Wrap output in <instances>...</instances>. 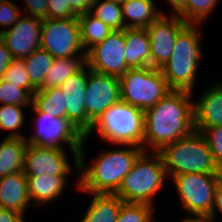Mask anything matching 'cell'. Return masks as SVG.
<instances>
[{
  "label": "cell",
  "mask_w": 222,
  "mask_h": 222,
  "mask_svg": "<svg viewBox=\"0 0 222 222\" xmlns=\"http://www.w3.org/2000/svg\"><path fill=\"white\" fill-rule=\"evenodd\" d=\"M196 92L171 90L144 111L143 150L159 152L167 144L189 135L194 128Z\"/></svg>",
  "instance_id": "6da1fadb"
},
{
  "label": "cell",
  "mask_w": 222,
  "mask_h": 222,
  "mask_svg": "<svg viewBox=\"0 0 222 222\" xmlns=\"http://www.w3.org/2000/svg\"><path fill=\"white\" fill-rule=\"evenodd\" d=\"M88 141L83 138L78 153V177L75 187L82 193L115 194L123 178L130 172L143 148L124 145L101 150L94 160L87 163L84 146Z\"/></svg>",
  "instance_id": "7a4b0ae2"
},
{
  "label": "cell",
  "mask_w": 222,
  "mask_h": 222,
  "mask_svg": "<svg viewBox=\"0 0 222 222\" xmlns=\"http://www.w3.org/2000/svg\"><path fill=\"white\" fill-rule=\"evenodd\" d=\"M202 24H187L177 35L173 53L161 72L171 90L194 92L203 59Z\"/></svg>",
  "instance_id": "3957f363"
},
{
  "label": "cell",
  "mask_w": 222,
  "mask_h": 222,
  "mask_svg": "<svg viewBox=\"0 0 222 222\" xmlns=\"http://www.w3.org/2000/svg\"><path fill=\"white\" fill-rule=\"evenodd\" d=\"M144 125V111L120 101L106 109L83 138L90 139L96 132L102 141L112 145L143 148Z\"/></svg>",
  "instance_id": "277c9868"
},
{
  "label": "cell",
  "mask_w": 222,
  "mask_h": 222,
  "mask_svg": "<svg viewBox=\"0 0 222 222\" xmlns=\"http://www.w3.org/2000/svg\"><path fill=\"white\" fill-rule=\"evenodd\" d=\"M167 179L169 180L160 153L143 151L115 194L124 202L155 207V198L165 187Z\"/></svg>",
  "instance_id": "5b68a950"
},
{
  "label": "cell",
  "mask_w": 222,
  "mask_h": 222,
  "mask_svg": "<svg viewBox=\"0 0 222 222\" xmlns=\"http://www.w3.org/2000/svg\"><path fill=\"white\" fill-rule=\"evenodd\" d=\"M159 153L168 178L185 173L222 174L199 131L193 130L189 135L167 144Z\"/></svg>",
  "instance_id": "8992f818"
},
{
  "label": "cell",
  "mask_w": 222,
  "mask_h": 222,
  "mask_svg": "<svg viewBox=\"0 0 222 222\" xmlns=\"http://www.w3.org/2000/svg\"><path fill=\"white\" fill-rule=\"evenodd\" d=\"M119 80L121 101L143 111L171 91L161 69L153 67L129 68Z\"/></svg>",
  "instance_id": "52a82bcc"
},
{
  "label": "cell",
  "mask_w": 222,
  "mask_h": 222,
  "mask_svg": "<svg viewBox=\"0 0 222 222\" xmlns=\"http://www.w3.org/2000/svg\"><path fill=\"white\" fill-rule=\"evenodd\" d=\"M187 217L210 218L222 174L185 173L170 177Z\"/></svg>",
  "instance_id": "ba28073f"
},
{
  "label": "cell",
  "mask_w": 222,
  "mask_h": 222,
  "mask_svg": "<svg viewBox=\"0 0 222 222\" xmlns=\"http://www.w3.org/2000/svg\"><path fill=\"white\" fill-rule=\"evenodd\" d=\"M30 109L35 113V117L32 118L35 128L31 136H26L27 143L64 149L69 146L73 164H78V153L84 136L67 119L36 111L32 106Z\"/></svg>",
  "instance_id": "9c48e42d"
},
{
  "label": "cell",
  "mask_w": 222,
  "mask_h": 222,
  "mask_svg": "<svg viewBox=\"0 0 222 222\" xmlns=\"http://www.w3.org/2000/svg\"><path fill=\"white\" fill-rule=\"evenodd\" d=\"M40 47L54 58L86 57L78 19L43 20Z\"/></svg>",
  "instance_id": "30bf717a"
},
{
  "label": "cell",
  "mask_w": 222,
  "mask_h": 222,
  "mask_svg": "<svg viewBox=\"0 0 222 222\" xmlns=\"http://www.w3.org/2000/svg\"><path fill=\"white\" fill-rule=\"evenodd\" d=\"M61 147H46L28 144L23 164L26 176H78V164L71 167V157ZM70 174V175H69Z\"/></svg>",
  "instance_id": "8fae6325"
},
{
  "label": "cell",
  "mask_w": 222,
  "mask_h": 222,
  "mask_svg": "<svg viewBox=\"0 0 222 222\" xmlns=\"http://www.w3.org/2000/svg\"><path fill=\"white\" fill-rule=\"evenodd\" d=\"M124 30H113L86 52V66L95 72L121 77L129 67L125 61Z\"/></svg>",
  "instance_id": "7c38bea8"
},
{
  "label": "cell",
  "mask_w": 222,
  "mask_h": 222,
  "mask_svg": "<svg viewBox=\"0 0 222 222\" xmlns=\"http://www.w3.org/2000/svg\"><path fill=\"white\" fill-rule=\"evenodd\" d=\"M187 24L178 14H161L146 28L150 41L151 67L160 69L167 63L178 33Z\"/></svg>",
  "instance_id": "4fadbf2b"
},
{
  "label": "cell",
  "mask_w": 222,
  "mask_h": 222,
  "mask_svg": "<svg viewBox=\"0 0 222 222\" xmlns=\"http://www.w3.org/2000/svg\"><path fill=\"white\" fill-rule=\"evenodd\" d=\"M85 93V111L94 122L111 105L121 101L119 77L88 68Z\"/></svg>",
  "instance_id": "5bb4252c"
},
{
  "label": "cell",
  "mask_w": 222,
  "mask_h": 222,
  "mask_svg": "<svg viewBox=\"0 0 222 222\" xmlns=\"http://www.w3.org/2000/svg\"><path fill=\"white\" fill-rule=\"evenodd\" d=\"M88 79V67L85 65L75 75L69 77L61 86L66 106V119L85 136L93 121L85 111V89Z\"/></svg>",
  "instance_id": "9a60e30c"
},
{
  "label": "cell",
  "mask_w": 222,
  "mask_h": 222,
  "mask_svg": "<svg viewBox=\"0 0 222 222\" xmlns=\"http://www.w3.org/2000/svg\"><path fill=\"white\" fill-rule=\"evenodd\" d=\"M42 22L41 19L22 14L14 26L0 33V39L13 58L25 59L40 48Z\"/></svg>",
  "instance_id": "2e32d148"
},
{
  "label": "cell",
  "mask_w": 222,
  "mask_h": 222,
  "mask_svg": "<svg viewBox=\"0 0 222 222\" xmlns=\"http://www.w3.org/2000/svg\"><path fill=\"white\" fill-rule=\"evenodd\" d=\"M214 83L193 100L194 128L202 132L205 128L222 126V81Z\"/></svg>",
  "instance_id": "e0dca14e"
},
{
  "label": "cell",
  "mask_w": 222,
  "mask_h": 222,
  "mask_svg": "<svg viewBox=\"0 0 222 222\" xmlns=\"http://www.w3.org/2000/svg\"><path fill=\"white\" fill-rule=\"evenodd\" d=\"M31 204L28 193V180L23 171L0 178L1 208L14 210L26 216L25 214Z\"/></svg>",
  "instance_id": "ac0fdd59"
},
{
  "label": "cell",
  "mask_w": 222,
  "mask_h": 222,
  "mask_svg": "<svg viewBox=\"0 0 222 222\" xmlns=\"http://www.w3.org/2000/svg\"><path fill=\"white\" fill-rule=\"evenodd\" d=\"M69 176H27L28 193L32 205L41 207L53 204L56 199L62 197L69 185Z\"/></svg>",
  "instance_id": "d6986e66"
},
{
  "label": "cell",
  "mask_w": 222,
  "mask_h": 222,
  "mask_svg": "<svg viewBox=\"0 0 222 222\" xmlns=\"http://www.w3.org/2000/svg\"><path fill=\"white\" fill-rule=\"evenodd\" d=\"M125 61L129 68L151 67L150 41L146 28H125Z\"/></svg>",
  "instance_id": "ffe728a7"
},
{
  "label": "cell",
  "mask_w": 222,
  "mask_h": 222,
  "mask_svg": "<svg viewBox=\"0 0 222 222\" xmlns=\"http://www.w3.org/2000/svg\"><path fill=\"white\" fill-rule=\"evenodd\" d=\"M155 2L156 0H125L121 4L125 27L147 28L161 14H166L156 7Z\"/></svg>",
  "instance_id": "44dd1931"
},
{
  "label": "cell",
  "mask_w": 222,
  "mask_h": 222,
  "mask_svg": "<svg viewBox=\"0 0 222 222\" xmlns=\"http://www.w3.org/2000/svg\"><path fill=\"white\" fill-rule=\"evenodd\" d=\"M89 194L92 196L90 205L79 222H116L124 201L116 194Z\"/></svg>",
  "instance_id": "7402d4cb"
},
{
  "label": "cell",
  "mask_w": 222,
  "mask_h": 222,
  "mask_svg": "<svg viewBox=\"0 0 222 222\" xmlns=\"http://www.w3.org/2000/svg\"><path fill=\"white\" fill-rule=\"evenodd\" d=\"M26 139L6 138L0 142V178L23 171Z\"/></svg>",
  "instance_id": "603a6c76"
},
{
  "label": "cell",
  "mask_w": 222,
  "mask_h": 222,
  "mask_svg": "<svg viewBox=\"0 0 222 222\" xmlns=\"http://www.w3.org/2000/svg\"><path fill=\"white\" fill-rule=\"evenodd\" d=\"M86 65L85 57L55 58L40 89L60 87Z\"/></svg>",
  "instance_id": "cb8c5ba5"
},
{
  "label": "cell",
  "mask_w": 222,
  "mask_h": 222,
  "mask_svg": "<svg viewBox=\"0 0 222 222\" xmlns=\"http://www.w3.org/2000/svg\"><path fill=\"white\" fill-rule=\"evenodd\" d=\"M36 111L47 113L53 117L66 119L64 95L60 87L38 89L32 95V105Z\"/></svg>",
  "instance_id": "d4e9b609"
},
{
  "label": "cell",
  "mask_w": 222,
  "mask_h": 222,
  "mask_svg": "<svg viewBox=\"0 0 222 222\" xmlns=\"http://www.w3.org/2000/svg\"><path fill=\"white\" fill-rule=\"evenodd\" d=\"M80 26L81 42L85 52L103 41L113 30L90 12L77 17Z\"/></svg>",
  "instance_id": "484cf974"
},
{
  "label": "cell",
  "mask_w": 222,
  "mask_h": 222,
  "mask_svg": "<svg viewBox=\"0 0 222 222\" xmlns=\"http://www.w3.org/2000/svg\"><path fill=\"white\" fill-rule=\"evenodd\" d=\"M23 108H31L22 105H0V133L10 131L6 138L26 139L27 134L22 132L25 125ZM20 130V131H19Z\"/></svg>",
  "instance_id": "4316f807"
},
{
  "label": "cell",
  "mask_w": 222,
  "mask_h": 222,
  "mask_svg": "<svg viewBox=\"0 0 222 222\" xmlns=\"http://www.w3.org/2000/svg\"><path fill=\"white\" fill-rule=\"evenodd\" d=\"M54 59L41 47L24 59L31 84L36 90L42 87L45 76L49 72Z\"/></svg>",
  "instance_id": "83f0119b"
},
{
  "label": "cell",
  "mask_w": 222,
  "mask_h": 222,
  "mask_svg": "<svg viewBox=\"0 0 222 222\" xmlns=\"http://www.w3.org/2000/svg\"><path fill=\"white\" fill-rule=\"evenodd\" d=\"M220 0H186L177 13L188 24H203L212 15Z\"/></svg>",
  "instance_id": "f1b7e54d"
},
{
  "label": "cell",
  "mask_w": 222,
  "mask_h": 222,
  "mask_svg": "<svg viewBox=\"0 0 222 222\" xmlns=\"http://www.w3.org/2000/svg\"><path fill=\"white\" fill-rule=\"evenodd\" d=\"M90 13L108 25L111 30H124L126 28L121 4L109 0H96Z\"/></svg>",
  "instance_id": "f546056e"
},
{
  "label": "cell",
  "mask_w": 222,
  "mask_h": 222,
  "mask_svg": "<svg viewBox=\"0 0 222 222\" xmlns=\"http://www.w3.org/2000/svg\"><path fill=\"white\" fill-rule=\"evenodd\" d=\"M152 205L123 202L116 222H153L156 214Z\"/></svg>",
  "instance_id": "4dcf8cb0"
},
{
  "label": "cell",
  "mask_w": 222,
  "mask_h": 222,
  "mask_svg": "<svg viewBox=\"0 0 222 222\" xmlns=\"http://www.w3.org/2000/svg\"><path fill=\"white\" fill-rule=\"evenodd\" d=\"M36 91V89L18 88L16 85L0 79V104L31 107L32 95Z\"/></svg>",
  "instance_id": "1f68e13d"
},
{
  "label": "cell",
  "mask_w": 222,
  "mask_h": 222,
  "mask_svg": "<svg viewBox=\"0 0 222 222\" xmlns=\"http://www.w3.org/2000/svg\"><path fill=\"white\" fill-rule=\"evenodd\" d=\"M2 80L16 85L22 89H35L27 73L24 59L13 58L3 74Z\"/></svg>",
  "instance_id": "d6a6232c"
},
{
  "label": "cell",
  "mask_w": 222,
  "mask_h": 222,
  "mask_svg": "<svg viewBox=\"0 0 222 222\" xmlns=\"http://www.w3.org/2000/svg\"><path fill=\"white\" fill-rule=\"evenodd\" d=\"M22 16V11L15 0L0 1V33L14 26ZM9 27V28H8Z\"/></svg>",
  "instance_id": "836d02e7"
},
{
  "label": "cell",
  "mask_w": 222,
  "mask_h": 222,
  "mask_svg": "<svg viewBox=\"0 0 222 222\" xmlns=\"http://www.w3.org/2000/svg\"><path fill=\"white\" fill-rule=\"evenodd\" d=\"M201 133L211 149L216 164L222 170V126L205 128Z\"/></svg>",
  "instance_id": "e575fe53"
},
{
  "label": "cell",
  "mask_w": 222,
  "mask_h": 222,
  "mask_svg": "<svg viewBox=\"0 0 222 222\" xmlns=\"http://www.w3.org/2000/svg\"><path fill=\"white\" fill-rule=\"evenodd\" d=\"M78 15L71 9L68 0H48V18L68 19Z\"/></svg>",
  "instance_id": "d590c367"
},
{
  "label": "cell",
  "mask_w": 222,
  "mask_h": 222,
  "mask_svg": "<svg viewBox=\"0 0 222 222\" xmlns=\"http://www.w3.org/2000/svg\"><path fill=\"white\" fill-rule=\"evenodd\" d=\"M24 11L36 19H48V0H23Z\"/></svg>",
  "instance_id": "8d00e7d4"
},
{
  "label": "cell",
  "mask_w": 222,
  "mask_h": 222,
  "mask_svg": "<svg viewBox=\"0 0 222 222\" xmlns=\"http://www.w3.org/2000/svg\"><path fill=\"white\" fill-rule=\"evenodd\" d=\"M218 215H220L222 218V179L216 187L214 205L209 220L211 222H216L218 220Z\"/></svg>",
  "instance_id": "74e56055"
},
{
  "label": "cell",
  "mask_w": 222,
  "mask_h": 222,
  "mask_svg": "<svg viewBox=\"0 0 222 222\" xmlns=\"http://www.w3.org/2000/svg\"><path fill=\"white\" fill-rule=\"evenodd\" d=\"M13 56L4 42L0 39V79L7 70L8 65L12 62Z\"/></svg>",
  "instance_id": "f35d334b"
},
{
  "label": "cell",
  "mask_w": 222,
  "mask_h": 222,
  "mask_svg": "<svg viewBox=\"0 0 222 222\" xmlns=\"http://www.w3.org/2000/svg\"><path fill=\"white\" fill-rule=\"evenodd\" d=\"M71 9L79 16L90 12L96 0H68Z\"/></svg>",
  "instance_id": "ab89813d"
},
{
  "label": "cell",
  "mask_w": 222,
  "mask_h": 222,
  "mask_svg": "<svg viewBox=\"0 0 222 222\" xmlns=\"http://www.w3.org/2000/svg\"><path fill=\"white\" fill-rule=\"evenodd\" d=\"M24 217L17 211L0 207V222H22Z\"/></svg>",
  "instance_id": "60d3db41"
},
{
  "label": "cell",
  "mask_w": 222,
  "mask_h": 222,
  "mask_svg": "<svg viewBox=\"0 0 222 222\" xmlns=\"http://www.w3.org/2000/svg\"><path fill=\"white\" fill-rule=\"evenodd\" d=\"M166 1L172 7V9H170L169 14H177L185 6L186 3V0H166Z\"/></svg>",
  "instance_id": "b9f144b4"
},
{
  "label": "cell",
  "mask_w": 222,
  "mask_h": 222,
  "mask_svg": "<svg viewBox=\"0 0 222 222\" xmlns=\"http://www.w3.org/2000/svg\"><path fill=\"white\" fill-rule=\"evenodd\" d=\"M180 222H211L209 218L205 217H187L185 216Z\"/></svg>",
  "instance_id": "7bdbcfd3"
},
{
  "label": "cell",
  "mask_w": 222,
  "mask_h": 222,
  "mask_svg": "<svg viewBox=\"0 0 222 222\" xmlns=\"http://www.w3.org/2000/svg\"><path fill=\"white\" fill-rule=\"evenodd\" d=\"M109 1L117 3V4H122L125 0H109Z\"/></svg>",
  "instance_id": "ee69618b"
}]
</instances>
